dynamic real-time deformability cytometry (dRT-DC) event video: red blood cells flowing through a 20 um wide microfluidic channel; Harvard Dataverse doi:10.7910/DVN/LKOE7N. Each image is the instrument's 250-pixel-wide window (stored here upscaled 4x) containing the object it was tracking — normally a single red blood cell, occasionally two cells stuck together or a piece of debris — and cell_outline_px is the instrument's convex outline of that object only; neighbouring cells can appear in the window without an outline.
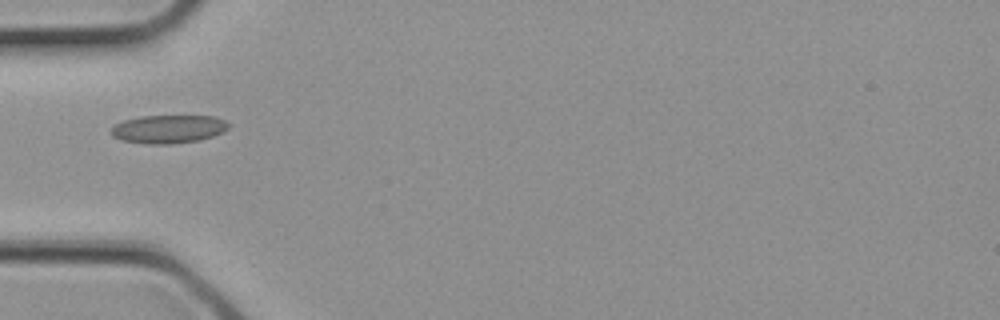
{"species": "common noctule bat (a hibernating species)", "species_latin": "Nyctalus noctula", "temperature_condition": "cold", "stored_images_in_passage": 3, "camera_frame_rate_fps": 3000, "um_per_image_px": 0.085, "animal": {"sex": "female", "body_mass_g": 21.9}, "frame": {"image": 1, "passage_image": 3, "time_ms": 0.667, "image_size_px": [1000, 320], "cell_outline_px": [[232, 124], [224, 132], [200, 140], [172, 144], [148, 144], [120, 140], [112, 136], [112, 128], [116, 124], [124, 120], [140, 116], [216, 116]], "centroid_in_image_um": [14.35, 10.97], "position_along_channel_um": 70.6, "area_um2": 19.48}}